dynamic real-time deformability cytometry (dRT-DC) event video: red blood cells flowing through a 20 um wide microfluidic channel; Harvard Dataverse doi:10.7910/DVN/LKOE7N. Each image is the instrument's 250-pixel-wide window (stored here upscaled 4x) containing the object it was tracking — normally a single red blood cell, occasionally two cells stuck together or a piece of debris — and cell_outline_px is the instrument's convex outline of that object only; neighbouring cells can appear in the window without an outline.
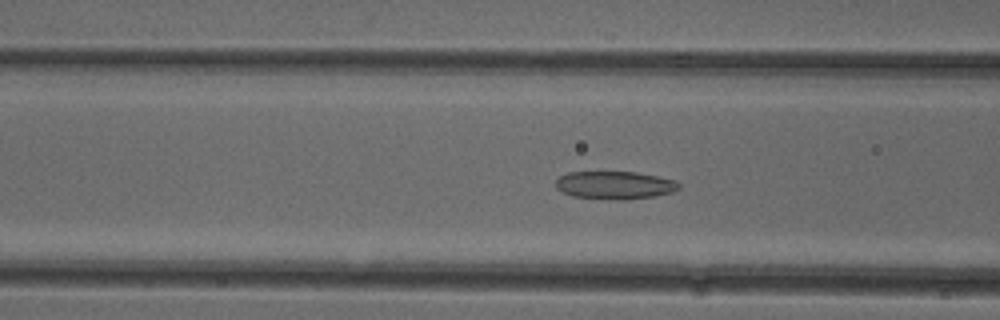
{"species": "common noctule bat (a hibernating species)", "species_latin": "Nyctalus noctula", "temperature_condition": "cold", "stored_images_in_passage": 46, "camera_frame_rate_fps": 3000, "um_per_image_px": 0.085, "animal": {"sex": "female"}, "frame": {"image": 1, "passage_image": 14, "time_ms": 4.333, "image_size_px": [1000, 320], "cell_outline_px": [[680, 188], [672, 192], [656, 196], [624, 200], [608, 200], [572, 196], [556, 188], [556, 180], [560, 176], [568, 172], [636, 172], [676, 180], [680, 184]], "centroid_in_image_um": [52.27, 15.75], "position_along_channel_um": 114.3, "area_um2": 20.17}}
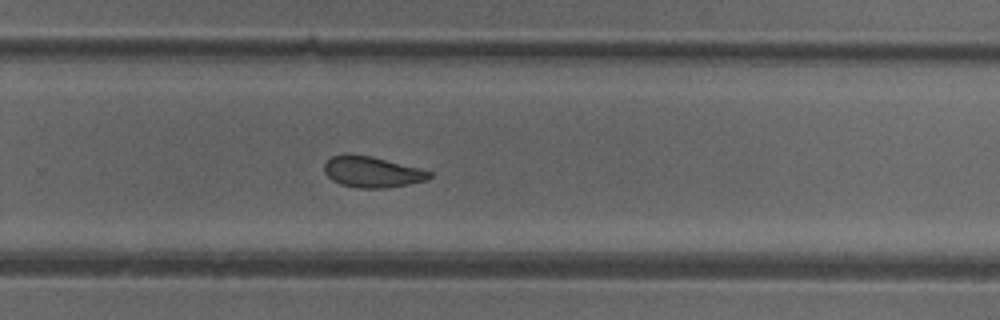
{"frame": {"image": 2, "passage_image": 28, "time_ms": 9.0, "image_size_px": [1000, 320], "cell_outline_px": [[432, 176], [424, 180], [408, 184], [388, 188], [356, 188], [340, 184], [332, 180], [324, 172], [324, 164], [332, 156], [344, 152], [348, 152], [372, 156], [420, 168], [432, 172]], "centroid_in_image_um": [31.58, 14.59], "position_along_channel_um": 298.2, "area_um2": 19.25}}
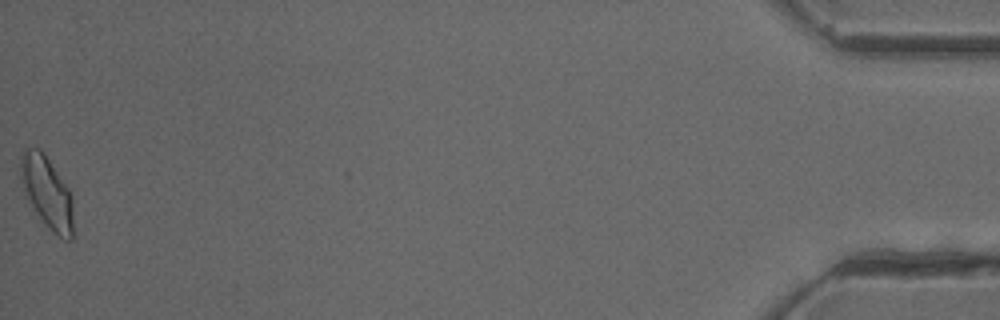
{"frame": {"image": 3, "passage_image": 46, "time_ms": 15.0, "image_size_px": [1000, 320], "cell_outline_px": [[72, 240], [64, 240], [52, 232], [40, 220], [24, 196], [20, 176], [20, 156], [24, 148], [40, 148], [68, 188], [72, 196]], "centroid_in_image_um": [3.95, 16.37], "position_along_channel_um": 431.2, "area_um2": 22.31}, "authors_computed_cell_mechanics": {"area_um2": 20.0566, "velocity_mm_per_s": 3.939, "shape_relaxation_time_tau1_ms": null, "shape_relaxation_time_tau2_ms": 2.8268, "deformation_change_tau1": null, "deformation_change_tau2": 0.0838}}